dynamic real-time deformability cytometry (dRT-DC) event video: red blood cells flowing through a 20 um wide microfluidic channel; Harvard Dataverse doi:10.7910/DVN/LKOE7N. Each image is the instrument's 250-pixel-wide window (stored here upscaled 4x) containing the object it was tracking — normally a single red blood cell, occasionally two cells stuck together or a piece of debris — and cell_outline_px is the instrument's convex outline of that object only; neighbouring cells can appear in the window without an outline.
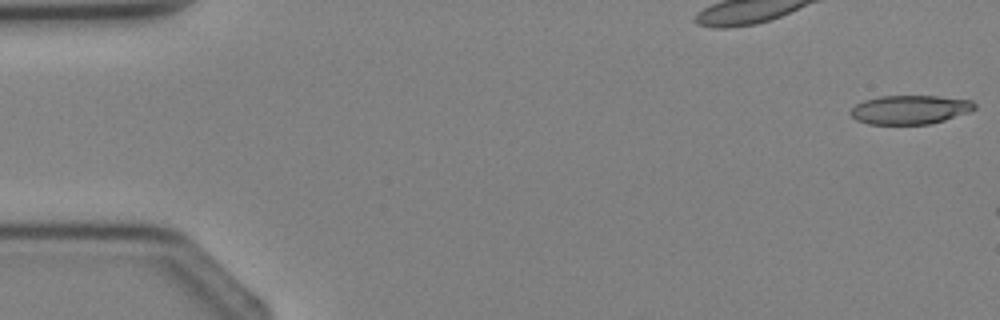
{"species": "Egyptian fruit bat (a non-hibernating species)", "species_latin": "Rousettus aegyptiacus", "temperature_condition": "cold", "stored_images_in_passage": 5, "camera_frame_rate_fps": 3000, "um_per_image_px": 0.085, "animal": {"sex": "female"}, "frame": {"image": 1, "passage_image": 1, "time_ms": 0.0, "image_size_px": [1000, 320], "cell_outline_px": [[976, 108], [972, 112], [944, 120], [928, 124], [868, 124], [856, 120], [848, 112], [856, 104], [864, 100], [880, 96], [936, 96], [972, 100], [976, 104]], "centroid_in_image_um": [77.37, 9.32], "position_along_channel_um": 7.6, "area_um2": 21.04}}